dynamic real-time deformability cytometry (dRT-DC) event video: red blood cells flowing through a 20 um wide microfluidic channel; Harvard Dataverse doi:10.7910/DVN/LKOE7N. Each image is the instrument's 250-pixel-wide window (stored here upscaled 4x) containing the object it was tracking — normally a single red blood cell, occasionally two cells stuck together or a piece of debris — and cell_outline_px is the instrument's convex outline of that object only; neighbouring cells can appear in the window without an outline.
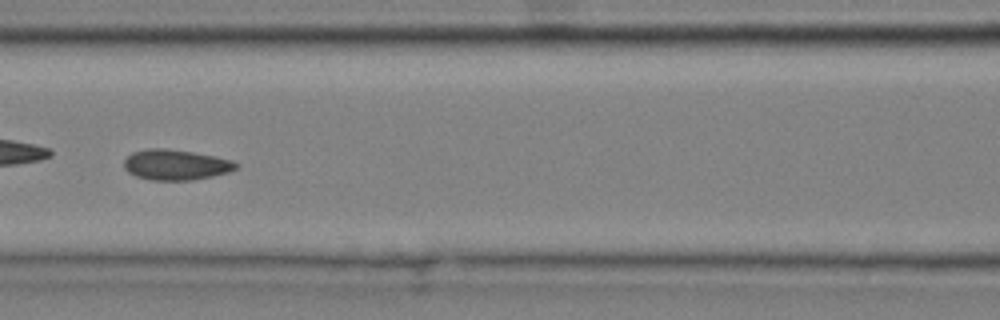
{"species": "common noctule bat (a hibernating species)", "species_latin": "Nyctalus noctula", "temperature_condition": "cold", "stored_images_in_passage": 9, "segment_of_instrument_passage": [1, 2], "camera_frame_rate_fps": 3000, "um_per_image_px": 0.085, "animal": {"sex": "male", "body_mass_g": 20.4}, "frame": {"image": 1, "passage_image": 7, "time_ms": 2.0, "image_size_px": [1000, 320], "cell_outline_px": [[240, 164], [236, 168], [228, 172], [212, 176], [192, 180], [152, 180], [136, 176], [128, 172], [124, 168], [124, 160], [132, 152], [148, 148], [164, 148], [192, 152], [232, 160]], "centroid_in_image_um": [14.92, 14.0], "position_along_channel_um": 151.7, "area_um2": 19.77}}
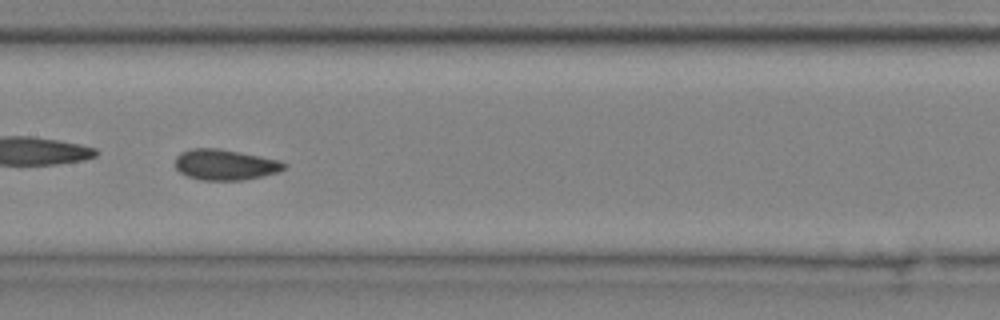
{"frame": {"image": 2, "passage_image": 8, "time_ms": 2.333, "image_size_px": [1000, 320], "cell_outline_px": [[288, 164], [284, 168], [276, 172], [244, 180], [200, 180], [188, 176], [180, 172], [176, 168], [176, 156], [180, 152], [192, 148], [220, 148], [280, 160]], "centroid_in_image_um": [19.11, 13.99], "position_along_channel_um": 188.3, "area_um2": 19.42}}